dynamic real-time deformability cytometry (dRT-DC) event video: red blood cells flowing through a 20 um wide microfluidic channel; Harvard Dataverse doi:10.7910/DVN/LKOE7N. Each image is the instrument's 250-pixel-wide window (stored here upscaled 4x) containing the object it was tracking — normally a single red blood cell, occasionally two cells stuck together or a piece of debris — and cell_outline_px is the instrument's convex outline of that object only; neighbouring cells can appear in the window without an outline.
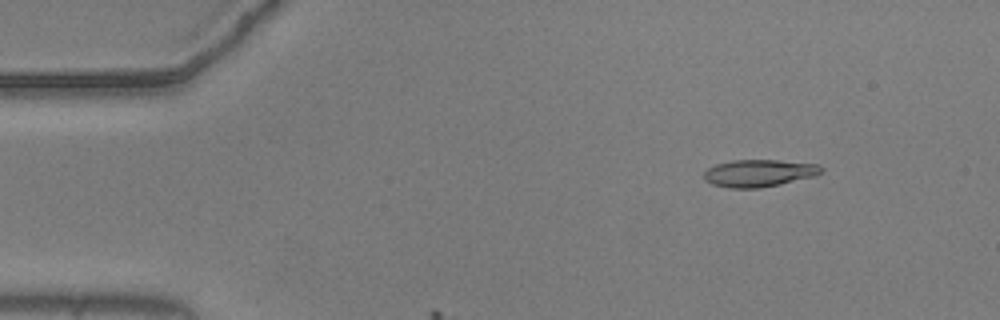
{"species": "common noctule bat (a hibernating species)", "species_latin": "Nyctalus noctula", "temperature_condition": "warm", "stored_images_in_passage": 10, "camera_frame_rate_fps": 3000, "um_per_image_px": 0.085, "animal": {"sex": "male", "body_mass_g": 20.5, "forearm_length_mm": 52.5}, "frame": {"image": 1, "passage_image": 7, "time_ms": 2.0, "image_size_px": [1000, 320], "cell_outline_px": [[824, 168], [820, 172], [812, 176], [780, 184], [760, 188], [728, 188], [712, 184], [704, 180], [704, 172], [708, 168], [716, 164], [732, 160], [776, 160], [820, 164]], "centroid_in_image_um": [64.48, 14.71], "position_along_channel_um": 20.5, "area_um2": 18.55}}